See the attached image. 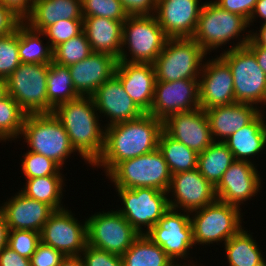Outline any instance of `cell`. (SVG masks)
<instances>
[{
    "instance_id": "obj_15",
    "label": "cell",
    "mask_w": 266,
    "mask_h": 266,
    "mask_svg": "<svg viewBox=\"0 0 266 266\" xmlns=\"http://www.w3.org/2000/svg\"><path fill=\"white\" fill-rule=\"evenodd\" d=\"M200 108L199 80L156 81L148 114L164 121L173 114Z\"/></svg>"
},
{
    "instance_id": "obj_24",
    "label": "cell",
    "mask_w": 266,
    "mask_h": 266,
    "mask_svg": "<svg viewBox=\"0 0 266 266\" xmlns=\"http://www.w3.org/2000/svg\"><path fill=\"white\" fill-rule=\"evenodd\" d=\"M0 209L4 213L9 230H30L39 233L55 211L50 205L28 198L20 191L0 206Z\"/></svg>"
},
{
    "instance_id": "obj_12",
    "label": "cell",
    "mask_w": 266,
    "mask_h": 266,
    "mask_svg": "<svg viewBox=\"0 0 266 266\" xmlns=\"http://www.w3.org/2000/svg\"><path fill=\"white\" fill-rule=\"evenodd\" d=\"M86 223L87 244L119 256L140 235L117 210L94 214Z\"/></svg>"
},
{
    "instance_id": "obj_23",
    "label": "cell",
    "mask_w": 266,
    "mask_h": 266,
    "mask_svg": "<svg viewBox=\"0 0 266 266\" xmlns=\"http://www.w3.org/2000/svg\"><path fill=\"white\" fill-rule=\"evenodd\" d=\"M114 75L133 102L144 113H148L152 107L156 82L153 64L117 61Z\"/></svg>"
},
{
    "instance_id": "obj_32",
    "label": "cell",
    "mask_w": 266,
    "mask_h": 266,
    "mask_svg": "<svg viewBox=\"0 0 266 266\" xmlns=\"http://www.w3.org/2000/svg\"><path fill=\"white\" fill-rule=\"evenodd\" d=\"M158 149L167 162L171 175L197 168L198 153L164 131L160 134Z\"/></svg>"
},
{
    "instance_id": "obj_11",
    "label": "cell",
    "mask_w": 266,
    "mask_h": 266,
    "mask_svg": "<svg viewBox=\"0 0 266 266\" xmlns=\"http://www.w3.org/2000/svg\"><path fill=\"white\" fill-rule=\"evenodd\" d=\"M124 208L118 212L139 233L145 234L169 209L168 193L154 188H116ZM142 226L147 227L142 231Z\"/></svg>"
},
{
    "instance_id": "obj_52",
    "label": "cell",
    "mask_w": 266,
    "mask_h": 266,
    "mask_svg": "<svg viewBox=\"0 0 266 266\" xmlns=\"http://www.w3.org/2000/svg\"><path fill=\"white\" fill-rule=\"evenodd\" d=\"M260 33L250 34V40L259 47L266 48V23H263L259 30Z\"/></svg>"
},
{
    "instance_id": "obj_43",
    "label": "cell",
    "mask_w": 266,
    "mask_h": 266,
    "mask_svg": "<svg viewBox=\"0 0 266 266\" xmlns=\"http://www.w3.org/2000/svg\"><path fill=\"white\" fill-rule=\"evenodd\" d=\"M84 266H123L119 255L109 253L87 244L81 253Z\"/></svg>"
},
{
    "instance_id": "obj_29",
    "label": "cell",
    "mask_w": 266,
    "mask_h": 266,
    "mask_svg": "<svg viewBox=\"0 0 266 266\" xmlns=\"http://www.w3.org/2000/svg\"><path fill=\"white\" fill-rule=\"evenodd\" d=\"M235 161L234 155L224 142L214 141L206 150L198 154L197 170L214 187Z\"/></svg>"
},
{
    "instance_id": "obj_10",
    "label": "cell",
    "mask_w": 266,
    "mask_h": 266,
    "mask_svg": "<svg viewBox=\"0 0 266 266\" xmlns=\"http://www.w3.org/2000/svg\"><path fill=\"white\" fill-rule=\"evenodd\" d=\"M49 65L21 63L6 79L8 95L27 114L47 113Z\"/></svg>"
},
{
    "instance_id": "obj_42",
    "label": "cell",
    "mask_w": 266,
    "mask_h": 266,
    "mask_svg": "<svg viewBox=\"0 0 266 266\" xmlns=\"http://www.w3.org/2000/svg\"><path fill=\"white\" fill-rule=\"evenodd\" d=\"M41 242L40 233L30 230H9L7 246L20 256L30 259Z\"/></svg>"
},
{
    "instance_id": "obj_30",
    "label": "cell",
    "mask_w": 266,
    "mask_h": 266,
    "mask_svg": "<svg viewBox=\"0 0 266 266\" xmlns=\"http://www.w3.org/2000/svg\"><path fill=\"white\" fill-rule=\"evenodd\" d=\"M80 96L74 89L68 66L51 62L47 76V113L68 101L75 100Z\"/></svg>"
},
{
    "instance_id": "obj_26",
    "label": "cell",
    "mask_w": 266,
    "mask_h": 266,
    "mask_svg": "<svg viewBox=\"0 0 266 266\" xmlns=\"http://www.w3.org/2000/svg\"><path fill=\"white\" fill-rule=\"evenodd\" d=\"M68 19L83 20L81 0H34L23 22L43 32L55 22Z\"/></svg>"
},
{
    "instance_id": "obj_50",
    "label": "cell",
    "mask_w": 266,
    "mask_h": 266,
    "mask_svg": "<svg viewBox=\"0 0 266 266\" xmlns=\"http://www.w3.org/2000/svg\"><path fill=\"white\" fill-rule=\"evenodd\" d=\"M245 46L255 55L258 65L266 73V48L256 46L251 40Z\"/></svg>"
},
{
    "instance_id": "obj_47",
    "label": "cell",
    "mask_w": 266,
    "mask_h": 266,
    "mask_svg": "<svg viewBox=\"0 0 266 266\" xmlns=\"http://www.w3.org/2000/svg\"><path fill=\"white\" fill-rule=\"evenodd\" d=\"M120 2L129 16L154 15L156 11L157 0H120Z\"/></svg>"
},
{
    "instance_id": "obj_38",
    "label": "cell",
    "mask_w": 266,
    "mask_h": 266,
    "mask_svg": "<svg viewBox=\"0 0 266 266\" xmlns=\"http://www.w3.org/2000/svg\"><path fill=\"white\" fill-rule=\"evenodd\" d=\"M83 17H105L125 22L128 14L120 0H81Z\"/></svg>"
},
{
    "instance_id": "obj_7",
    "label": "cell",
    "mask_w": 266,
    "mask_h": 266,
    "mask_svg": "<svg viewBox=\"0 0 266 266\" xmlns=\"http://www.w3.org/2000/svg\"><path fill=\"white\" fill-rule=\"evenodd\" d=\"M206 54L192 38L168 39L153 63L156 81L199 80Z\"/></svg>"
},
{
    "instance_id": "obj_56",
    "label": "cell",
    "mask_w": 266,
    "mask_h": 266,
    "mask_svg": "<svg viewBox=\"0 0 266 266\" xmlns=\"http://www.w3.org/2000/svg\"><path fill=\"white\" fill-rule=\"evenodd\" d=\"M184 265H181V263H180V265L178 264V261H177V263H173L172 265H170V266H187L186 265V263H183ZM192 266H197V265H193V264H191ZM190 264L188 265V266H191Z\"/></svg>"
},
{
    "instance_id": "obj_13",
    "label": "cell",
    "mask_w": 266,
    "mask_h": 266,
    "mask_svg": "<svg viewBox=\"0 0 266 266\" xmlns=\"http://www.w3.org/2000/svg\"><path fill=\"white\" fill-rule=\"evenodd\" d=\"M186 214L169 208L157 224L145 233L153 243L163 249L174 263L176 259L188 258L189 249L195 246L191 217L188 212Z\"/></svg>"
},
{
    "instance_id": "obj_37",
    "label": "cell",
    "mask_w": 266,
    "mask_h": 266,
    "mask_svg": "<svg viewBox=\"0 0 266 266\" xmlns=\"http://www.w3.org/2000/svg\"><path fill=\"white\" fill-rule=\"evenodd\" d=\"M93 53L91 45L88 42L84 32L65 41L53 49V62L71 66Z\"/></svg>"
},
{
    "instance_id": "obj_21",
    "label": "cell",
    "mask_w": 266,
    "mask_h": 266,
    "mask_svg": "<svg viewBox=\"0 0 266 266\" xmlns=\"http://www.w3.org/2000/svg\"><path fill=\"white\" fill-rule=\"evenodd\" d=\"M91 97L96 110L110 119L106 126L131 121L144 114L115 75L100 85Z\"/></svg>"
},
{
    "instance_id": "obj_36",
    "label": "cell",
    "mask_w": 266,
    "mask_h": 266,
    "mask_svg": "<svg viewBox=\"0 0 266 266\" xmlns=\"http://www.w3.org/2000/svg\"><path fill=\"white\" fill-rule=\"evenodd\" d=\"M27 113L10 96L0 100V141L14 140L21 135ZM14 138V139H13Z\"/></svg>"
},
{
    "instance_id": "obj_9",
    "label": "cell",
    "mask_w": 266,
    "mask_h": 266,
    "mask_svg": "<svg viewBox=\"0 0 266 266\" xmlns=\"http://www.w3.org/2000/svg\"><path fill=\"white\" fill-rule=\"evenodd\" d=\"M248 21L239 14L221 9L214 2H205L200 11L192 39L207 53L239 37Z\"/></svg>"
},
{
    "instance_id": "obj_57",
    "label": "cell",
    "mask_w": 266,
    "mask_h": 266,
    "mask_svg": "<svg viewBox=\"0 0 266 266\" xmlns=\"http://www.w3.org/2000/svg\"><path fill=\"white\" fill-rule=\"evenodd\" d=\"M257 266H266V260L264 259Z\"/></svg>"
},
{
    "instance_id": "obj_27",
    "label": "cell",
    "mask_w": 266,
    "mask_h": 266,
    "mask_svg": "<svg viewBox=\"0 0 266 266\" xmlns=\"http://www.w3.org/2000/svg\"><path fill=\"white\" fill-rule=\"evenodd\" d=\"M123 23L105 17H83V32L93 52L119 58L122 49Z\"/></svg>"
},
{
    "instance_id": "obj_40",
    "label": "cell",
    "mask_w": 266,
    "mask_h": 266,
    "mask_svg": "<svg viewBox=\"0 0 266 266\" xmlns=\"http://www.w3.org/2000/svg\"><path fill=\"white\" fill-rule=\"evenodd\" d=\"M23 157L21 169L26 179L49 175H62L60 173L61 167L44 155L27 151Z\"/></svg>"
},
{
    "instance_id": "obj_33",
    "label": "cell",
    "mask_w": 266,
    "mask_h": 266,
    "mask_svg": "<svg viewBox=\"0 0 266 266\" xmlns=\"http://www.w3.org/2000/svg\"><path fill=\"white\" fill-rule=\"evenodd\" d=\"M41 35L43 32L30 28L25 22L19 25L18 51L21 63L50 64L53 61V49L48 42L43 46Z\"/></svg>"
},
{
    "instance_id": "obj_14",
    "label": "cell",
    "mask_w": 266,
    "mask_h": 266,
    "mask_svg": "<svg viewBox=\"0 0 266 266\" xmlns=\"http://www.w3.org/2000/svg\"><path fill=\"white\" fill-rule=\"evenodd\" d=\"M78 222L67 208L55 210L42 228L41 242L64 256L81 255L87 246V223Z\"/></svg>"
},
{
    "instance_id": "obj_54",
    "label": "cell",
    "mask_w": 266,
    "mask_h": 266,
    "mask_svg": "<svg viewBox=\"0 0 266 266\" xmlns=\"http://www.w3.org/2000/svg\"><path fill=\"white\" fill-rule=\"evenodd\" d=\"M59 266H84L81 255L65 256Z\"/></svg>"
},
{
    "instance_id": "obj_34",
    "label": "cell",
    "mask_w": 266,
    "mask_h": 266,
    "mask_svg": "<svg viewBox=\"0 0 266 266\" xmlns=\"http://www.w3.org/2000/svg\"><path fill=\"white\" fill-rule=\"evenodd\" d=\"M247 232L241 229L224 244L229 266H257L264 260L256 240Z\"/></svg>"
},
{
    "instance_id": "obj_46",
    "label": "cell",
    "mask_w": 266,
    "mask_h": 266,
    "mask_svg": "<svg viewBox=\"0 0 266 266\" xmlns=\"http://www.w3.org/2000/svg\"><path fill=\"white\" fill-rule=\"evenodd\" d=\"M22 22L19 15L0 2V37L14 33Z\"/></svg>"
},
{
    "instance_id": "obj_53",
    "label": "cell",
    "mask_w": 266,
    "mask_h": 266,
    "mask_svg": "<svg viewBox=\"0 0 266 266\" xmlns=\"http://www.w3.org/2000/svg\"><path fill=\"white\" fill-rule=\"evenodd\" d=\"M8 232L9 229L4 213L0 209V251L7 245Z\"/></svg>"
},
{
    "instance_id": "obj_16",
    "label": "cell",
    "mask_w": 266,
    "mask_h": 266,
    "mask_svg": "<svg viewBox=\"0 0 266 266\" xmlns=\"http://www.w3.org/2000/svg\"><path fill=\"white\" fill-rule=\"evenodd\" d=\"M169 208L180 209L190 214L217 200L215 187L196 169L173 174L167 190Z\"/></svg>"
},
{
    "instance_id": "obj_18",
    "label": "cell",
    "mask_w": 266,
    "mask_h": 266,
    "mask_svg": "<svg viewBox=\"0 0 266 266\" xmlns=\"http://www.w3.org/2000/svg\"><path fill=\"white\" fill-rule=\"evenodd\" d=\"M163 131L198 154L214 142L205 110L201 107L169 116L163 121Z\"/></svg>"
},
{
    "instance_id": "obj_31",
    "label": "cell",
    "mask_w": 266,
    "mask_h": 266,
    "mask_svg": "<svg viewBox=\"0 0 266 266\" xmlns=\"http://www.w3.org/2000/svg\"><path fill=\"white\" fill-rule=\"evenodd\" d=\"M121 258L123 266H170L174 263L145 234H140Z\"/></svg>"
},
{
    "instance_id": "obj_19",
    "label": "cell",
    "mask_w": 266,
    "mask_h": 266,
    "mask_svg": "<svg viewBox=\"0 0 266 266\" xmlns=\"http://www.w3.org/2000/svg\"><path fill=\"white\" fill-rule=\"evenodd\" d=\"M260 186V175L254 164L235 160L223 174L215 192L217 200L240 207L243 201L257 195Z\"/></svg>"
},
{
    "instance_id": "obj_55",
    "label": "cell",
    "mask_w": 266,
    "mask_h": 266,
    "mask_svg": "<svg viewBox=\"0 0 266 266\" xmlns=\"http://www.w3.org/2000/svg\"><path fill=\"white\" fill-rule=\"evenodd\" d=\"M8 95L7 82L5 78L0 77V100Z\"/></svg>"
},
{
    "instance_id": "obj_5",
    "label": "cell",
    "mask_w": 266,
    "mask_h": 266,
    "mask_svg": "<svg viewBox=\"0 0 266 266\" xmlns=\"http://www.w3.org/2000/svg\"><path fill=\"white\" fill-rule=\"evenodd\" d=\"M30 150L52 159L61 168L75 149L71 146L64 126L53 113L27 114L21 136Z\"/></svg>"
},
{
    "instance_id": "obj_51",
    "label": "cell",
    "mask_w": 266,
    "mask_h": 266,
    "mask_svg": "<svg viewBox=\"0 0 266 266\" xmlns=\"http://www.w3.org/2000/svg\"><path fill=\"white\" fill-rule=\"evenodd\" d=\"M261 17L263 23H266V0H258L255 6V9L248 21V26H250V23H253L255 17L257 16Z\"/></svg>"
},
{
    "instance_id": "obj_3",
    "label": "cell",
    "mask_w": 266,
    "mask_h": 266,
    "mask_svg": "<svg viewBox=\"0 0 266 266\" xmlns=\"http://www.w3.org/2000/svg\"><path fill=\"white\" fill-rule=\"evenodd\" d=\"M250 40L246 34L224 50L220 57L228 64L234 80L235 102L266 105V73L258 65L255 55L245 46Z\"/></svg>"
},
{
    "instance_id": "obj_41",
    "label": "cell",
    "mask_w": 266,
    "mask_h": 266,
    "mask_svg": "<svg viewBox=\"0 0 266 266\" xmlns=\"http://www.w3.org/2000/svg\"><path fill=\"white\" fill-rule=\"evenodd\" d=\"M83 32V20H59L48 26L43 35L48 37L50 46L54 49L59 44L76 37Z\"/></svg>"
},
{
    "instance_id": "obj_8",
    "label": "cell",
    "mask_w": 266,
    "mask_h": 266,
    "mask_svg": "<svg viewBox=\"0 0 266 266\" xmlns=\"http://www.w3.org/2000/svg\"><path fill=\"white\" fill-rule=\"evenodd\" d=\"M240 211L238 206L219 200L193 211L196 214L190 221L195 245H210L218 241L225 244L243 228Z\"/></svg>"
},
{
    "instance_id": "obj_28",
    "label": "cell",
    "mask_w": 266,
    "mask_h": 266,
    "mask_svg": "<svg viewBox=\"0 0 266 266\" xmlns=\"http://www.w3.org/2000/svg\"><path fill=\"white\" fill-rule=\"evenodd\" d=\"M260 112L249 124L224 141L235 160L249 161L266 146V122Z\"/></svg>"
},
{
    "instance_id": "obj_44",
    "label": "cell",
    "mask_w": 266,
    "mask_h": 266,
    "mask_svg": "<svg viewBox=\"0 0 266 266\" xmlns=\"http://www.w3.org/2000/svg\"><path fill=\"white\" fill-rule=\"evenodd\" d=\"M64 257L60 251L40 242L30 258L31 266H59Z\"/></svg>"
},
{
    "instance_id": "obj_48",
    "label": "cell",
    "mask_w": 266,
    "mask_h": 266,
    "mask_svg": "<svg viewBox=\"0 0 266 266\" xmlns=\"http://www.w3.org/2000/svg\"><path fill=\"white\" fill-rule=\"evenodd\" d=\"M0 266H31V260L20 256L6 245L0 251Z\"/></svg>"
},
{
    "instance_id": "obj_1",
    "label": "cell",
    "mask_w": 266,
    "mask_h": 266,
    "mask_svg": "<svg viewBox=\"0 0 266 266\" xmlns=\"http://www.w3.org/2000/svg\"><path fill=\"white\" fill-rule=\"evenodd\" d=\"M105 127L104 149L92 167H105L108 175L120 162L158 149L163 121L144 113L137 119Z\"/></svg>"
},
{
    "instance_id": "obj_22",
    "label": "cell",
    "mask_w": 266,
    "mask_h": 266,
    "mask_svg": "<svg viewBox=\"0 0 266 266\" xmlns=\"http://www.w3.org/2000/svg\"><path fill=\"white\" fill-rule=\"evenodd\" d=\"M117 61L111 54L93 52L87 58L69 66L74 89L78 95L91 97L100 85L114 75Z\"/></svg>"
},
{
    "instance_id": "obj_45",
    "label": "cell",
    "mask_w": 266,
    "mask_h": 266,
    "mask_svg": "<svg viewBox=\"0 0 266 266\" xmlns=\"http://www.w3.org/2000/svg\"><path fill=\"white\" fill-rule=\"evenodd\" d=\"M258 0H216L221 9L239 14L249 21Z\"/></svg>"
},
{
    "instance_id": "obj_17",
    "label": "cell",
    "mask_w": 266,
    "mask_h": 266,
    "mask_svg": "<svg viewBox=\"0 0 266 266\" xmlns=\"http://www.w3.org/2000/svg\"><path fill=\"white\" fill-rule=\"evenodd\" d=\"M201 71L199 91L202 109L236 103L231 70L220 56L203 63Z\"/></svg>"
},
{
    "instance_id": "obj_6",
    "label": "cell",
    "mask_w": 266,
    "mask_h": 266,
    "mask_svg": "<svg viewBox=\"0 0 266 266\" xmlns=\"http://www.w3.org/2000/svg\"><path fill=\"white\" fill-rule=\"evenodd\" d=\"M116 188H154L167 192L171 173L159 149L120 162L108 175Z\"/></svg>"
},
{
    "instance_id": "obj_4",
    "label": "cell",
    "mask_w": 266,
    "mask_h": 266,
    "mask_svg": "<svg viewBox=\"0 0 266 266\" xmlns=\"http://www.w3.org/2000/svg\"><path fill=\"white\" fill-rule=\"evenodd\" d=\"M168 39L155 15L128 16L123 23L122 49L117 60L153 64ZM123 47L128 48L131 59H127L129 55Z\"/></svg>"
},
{
    "instance_id": "obj_49",
    "label": "cell",
    "mask_w": 266,
    "mask_h": 266,
    "mask_svg": "<svg viewBox=\"0 0 266 266\" xmlns=\"http://www.w3.org/2000/svg\"><path fill=\"white\" fill-rule=\"evenodd\" d=\"M0 2L24 19L30 13L34 0H0Z\"/></svg>"
},
{
    "instance_id": "obj_39",
    "label": "cell",
    "mask_w": 266,
    "mask_h": 266,
    "mask_svg": "<svg viewBox=\"0 0 266 266\" xmlns=\"http://www.w3.org/2000/svg\"><path fill=\"white\" fill-rule=\"evenodd\" d=\"M18 46L19 26L14 33L0 37V77L7 79L21 64Z\"/></svg>"
},
{
    "instance_id": "obj_20",
    "label": "cell",
    "mask_w": 266,
    "mask_h": 266,
    "mask_svg": "<svg viewBox=\"0 0 266 266\" xmlns=\"http://www.w3.org/2000/svg\"><path fill=\"white\" fill-rule=\"evenodd\" d=\"M202 6L199 0H157L154 15L169 39L192 38Z\"/></svg>"
},
{
    "instance_id": "obj_35",
    "label": "cell",
    "mask_w": 266,
    "mask_h": 266,
    "mask_svg": "<svg viewBox=\"0 0 266 266\" xmlns=\"http://www.w3.org/2000/svg\"><path fill=\"white\" fill-rule=\"evenodd\" d=\"M24 189H21L28 198L44 202L54 210L63 209L61 204L63 177L61 175H49L26 180ZM62 206V207H61Z\"/></svg>"
},
{
    "instance_id": "obj_25",
    "label": "cell",
    "mask_w": 266,
    "mask_h": 266,
    "mask_svg": "<svg viewBox=\"0 0 266 266\" xmlns=\"http://www.w3.org/2000/svg\"><path fill=\"white\" fill-rule=\"evenodd\" d=\"M203 110L209 122L213 141L220 136V142H224L233 133L249 124L261 112L253 104L240 102Z\"/></svg>"
},
{
    "instance_id": "obj_2",
    "label": "cell",
    "mask_w": 266,
    "mask_h": 266,
    "mask_svg": "<svg viewBox=\"0 0 266 266\" xmlns=\"http://www.w3.org/2000/svg\"><path fill=\"white\" fill-rule=\"evenodd\" d=\"M52 113L64 126L71 146L93 165L103 152L105 137L93 98L80 96L56 106Z\"/></svg>"
}]
</instances>
